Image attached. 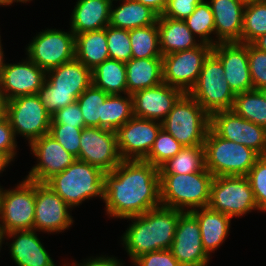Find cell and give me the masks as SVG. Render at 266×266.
Listing matches in <instances>:
<instances>
[{
  "instance_id": "obj_13",
  "label": "cell",
  "mask_w": 266,
  "mask_h": 266,
  "mask_svg": "<svg viewBox=\"0 0 266 266\" xmlns=\"http://www.w3.org/2000/svg\"><path fill=\"white\" fill-rule=\"evenodd\" d=\"M26 50L27 57L47 72L75 59V35L71 30L47 29L33 37Z\"/></svg>"
},
{
  "instance_id": "obj_31",
  "label": "cell",
  "mask_w": 266,
  "mask_h": 266,
  "mask_svg": "<svg viewBox=\"0 0 266 266\" xmlns=\"http://www.w3.org/2000/svg\"><path fill=\"white\" fill-rule=\"evenodd\" d=\"M92 85L109 95H127L126 65L107 59L92 70Z\"/></svg>"
},
{
  "instance_id": "obj_23",
  "label": "cell",
  "mask_w": 266,
  "mask_h": 266,
  "mask_svg": "<svg viewBox=\"0 0 266 266\" xmlns=\"http://www.w3.org/2000/svg\"><path fill=\"white\" fill-rule=\"evenodd\" d=\"M208 3L214 16L218 43H241L246 3L242 0H210Z\"/></svg>"
},
{
  "instance_id": "obj_58",
  "label": "cell",
  "mask_w": 266,
  "mask_h": 266,
  "mask_svg": "<svg viewBox=\"0 0 266 266\" xmlns=\"http://www.w3.org/2000/svg\"><path fill=\"white\" fill-rule=\"evenodd\" d=\"M244 1L245 3H248V2H252V1H260V0H242Z\"/></svg>"
},
{
  "instance_id": "obj_38",
  "label": "cell",
  "mask_w": 266,
  "mask_h": 266,
  "mask_svg": "<svg viewBox=\"0 0 266 266\" xmlns=\"http://www.w3.org/2000/svg\"><path fill=\"white\" fill-rule=\"evenodd\" d=\"M108 95L102 89L91 85L77 98L85 127H99L102 105Z\"/></svg>"
},
{
  "instance_id": "obj_36",
  "label": "cell",
  "mask_w": 266,
  "mask_h": 266,
  "mask_svg": "<svg viewBox=\"0 0 266 266\" xmlns=\"http://www.w3.org/2000/svg\"><path fill=\"white\" fill-rule=\"evenodd\" d=\"M266 33V0L246 3L243 12L241 43L252 44Z\"/></svg>"
},
{
  "instance_id": "obj_54",
  "label": "cell",
  "mask_w": 266,
  "mask_h": 266,
  "mask_svg": "<svg viewBox=\"0 0 266 266\" xmlns=\"http://www.w3.org/2000/svg\"><path fill=\"white\" fill-rule=\"evenodd\" d=\"M13 2H17L16 0H0V5H4V6H9L11 4H13Z\"/></svg>"
},
{
  "instance_id": "obj_10",
  "label": "cell",
  "mask_w": 266,
  "mask_h": 266,
  "mask_svg": "<svg viewBox=\"0 0 266 266\" xmlns=\"http://www.w3.org/2000/svg\"><path fill=\"white\" fill-rule=\"evenodd\" d=\"M208 207L230 218L258 210L248 178L236 175L213 178Z\"/></svg>"
},
{
  "instance_id": "obj_14",
  "label": "cell",
  "mask_w": 266,
  "mask_h": 266,
  "mask_svg": "<svg viewBox=\"0 0 266 266\" xmlns=\"http://www.w3.org/2000/svg\"><path fill=\"white\" fill-rule=\"evenodd\" d=\"M210 129L224 139L245 145L260 156H266V128L238 116L232 110L211 114Z\"/></svg>"
},
{
  "instance_id": "obj_20",
  "label": "cell",
  "mask_w": 266,
  "mask_h": 266,
  "mask_svg": "<svg viewBox=\"0 0 266 266\" xmlns=\"http://www.w3.org/2000/svg\"><path fill=\"white\" fill-rule=\"evenodd\" d=\"M45 79L46 71L29 58L21 63L6 64L0 74L2 96L6 102L22 95L38 94Z\"/></svg>"
},
{
  "instance_id": "obj_7",
  "label": "cell",
  "mask_w": 266,
  "mask_h": 266,
  "mask_svg": "<svg viewBox=\"0 0 266 266\" xmlns=\"http://www.w3.org/2000/svg\"><path fill=\"white\" fill-rule=\"evenodd\" d=\"M162 128L184 147L203 145L210 129V115L188 93H184L167 117Z\"/></svg>"
},
{
  "instance_id": "obj_1",
  "label": "cell",
  "mask_w": 266,
  "mask_h": 266,
  "mask_svg": "<svg viewBox=\"0 0 266 266\" xmlns=\"http://www.w3.org/2000/svg\"><path fill=\"white\" fill-rule=\"evenodd\" d=\"M107 215L126 219L161 206L159 169L144 160H122L104 173Z\"/></svg>"
},
{
  "instance_id": "obj_30",
  "label": "cell",
  "mask_w": 266,
  "mask_h": 266,
  "mask_svg": "<svg viewBox=\"0 0 266 266\" xmlns=\"http://www.w3.org/2000/svg\"><path fill=\"white\" fill-rule=\"evenodd\" d=\"M75 58L91 70L110 59L106 28L75 35Z\"/></svg>"
},
{
  "instance_id": "obj_8",
  "label": "cell",
  "mask_w": 266,
  "mask_h": 266,
  "mask_svg": "<svg viewBox=\"0 0 266 266\" xmlns=\"http://www.w3.org/2000/svg\"><path fill=\"white\" fill-rule=\"evenodd\" d=\"M209 114L231 110L236 94L224 78L221 61L211 52L194 87L188 93Z\"/></svg>"
},
{
  "instance_id": "obj_19",
  "label": "cell",
  "mask_w": 266,
  "mask_h": 266,
  "mask_svg": "<svg viewBox=\"0 0 266 266\" xmlns=\"http://www.w3.org/2000/svg\"><path fill=\"white\" fill-rule=\"evenodd\" d=\"M37 164L31 168L27 180L46 182L53 175L64 171L77 158L66 151L49 133L30 144Z\"/></svg>"
},
{
  "instance_id": "obj_3",
  "label": "cell",
  "mask_w": 266,
  "mask_h": 266,
  "mask_svg": "<svg viewBox=\"0 0 266 266\" xmlns=\"http://www.w3.org/2000/svg\"><path fill=\"white\" fill-rule=\"evenodd\" d=\"M91 85L92 70L75 58L48 70L38 95L52 116L59 109L75 103Z\"/></svg>"
},
{
  "instance_id": "obj_12",
  "label": "cell",
  "mask_w": 266,
  "mask_h": 266,
  "mask_svg": "<svg viewBox=\"0 0 266 266\" xmlns=\"http://www.w3.org/2000/svg\"><path fill=\"white\" fill-rule=\"evenodd\" d=\"M212 52V46H199L162 56L163 82L189 93L196 84L203 63Z\"/></svg>"
},
{
  "instance_id": "obj_57",
  "label": "cell",
  "mask_w": 266,
  "mask_h": 266,
  "mask_svg": "<svg viewBox=\"0 0 266 266\" xmlns=\"http://www.w3.org/2000/svg\"><path fill=\"white\" fill-rule=\"evenodd\" d=\"M17 2H23V3H26V2H29L31 0H16Z\"/></svg>"
},
{
  "instance_id": "obj_33",
  "label": "cell",
  "mask_w": 266,
  "mask_h": 266,
  "mask_svg": "<svg viewBox=\"0 0 266 266\" xmlns=\"http://www.w3.org/2000/svg\"><path fill=\"white\" fill-rule=\"evenodd\" d=\"M205 169V150L199 145L183 147L159 168V174H191Z\"/></svg>"
},
{
  "instance_id": "obj_4",
  "label": "cell",
  "mask_w": 266,
  "mask_h": 266,
  "mask_svg": "<svg viewBox=\"0 0 266 266\" xmlns=\"http://www.w3.org/2000/svg\"><path fill=\"white\" fill-rule=\"evenodd\" d=\"M213 178L207 169L191 174H160L161 206L183 212L186 208L191 212L208 207Z\"/></svg>"
},
{
  "instance_id": "obj_53",
  "label": "cell",
  "mask_w": 266,
  "mask_h": 266,
  "mask_svg": "<svg viewBox=\"0 0 266 266\" xmlns=\"http://www.w3.org/2000/svg\"><path fill=\"white\" fill-rule=\"evenodd\" d=\"M4 112H5V100L2 96L0 89V117L4 116Z\"/></svg>"
},
{
  "instance_id": "obj_18",
  "label": "cell",
  "mask_w": 266,
  "mask_h": 266,
  "mask_svg": "<svg viewBox=\"0 0 266 266\" xmlns=\"http://www.w3.org/2000/svg\"><path fill=\"white\" fill-rule=\"evenodd\" d=\"M182 266H207L210 256L203 249L196 216L185 211L179 215L174 240L169 249Z\"/></svg>"
},
{
  "instance_id": "obj_37",
  "label": "cell",
  "mask_w": 266,
  "mask_h": 266,
  "mask_svg": "<svg viewBox=\"0 0 266 266\" xmlns=\"http://www.w3.org/2000/svg\"><path fill=\"white\" fill-rule=\"evenodd\" d=\"M184 21L191 32L195 36L196 34L199 36L201 43L209 44L212 47L218 43L217 39L215 41L210 36L215 33V26L213 12L208 1L199 3L195 11Z\"/></svg>"
},
{
  "instance_id": "obj_21",
  "label": "cell",
  "mask_w": 266,
  "mask_h": 266,
  "mask_svg": "<svg viewBox=\"0 0 266 266\" xmlns=\"http://www.w3.org/2000/svg\"><path fill=\"white\" fill-rule=\"evenodd\" d=\"M212 53L221 61L224 78L235 94L254 89L248 60V44L217 43Z\"/></svg>"
},
{
  "instance_id": "obj_32",
  "label": "cell",
  "mask_w": 266,
  "mask_h": 266,
  "mask_svg": "<svg viewBox=\"0 0 266 266\" xmlns=\"http://www.w3.org/2000/svg\"><path fill=\"white\" fill-rule=\"evenodd\" d=\"M132 95H108L102 105L99 128L117 131L133 117Z\"/></svg>"
},
{
  "instance_id": "obj_45",
  "label": "cell",
  "mask_w": 266,
  "mask_h": 266,
  "mask_svg": "<svg viewBox=\"0 0 266 266\" xmlns=\"http://www.w3.org/2000/svg\"><path fill=\"white\" fill-rule=\"evenodd\" d=\"M50 124L85 127L83 115L77 102L67 105L55 112L51 116Z\"/></svg>"
},
{
  "instance_id": "obj_34",
  "label": "cell",
  "mask_w": 266,
  "mask_h": 266,
  "mask_svg": "<svg viewBox=\"0 0 266 266\" xmlns=\"http://www.w3.org/2000/svg\"><path fill=\"white\" fill-rule=\"evenodd\" d=\"M129 38L132 58H162L157 22L129 30Z\"/></svg>"
},
{
  "instance_id": "obj_15",
  "label": "cell",
  "mask_w": 266,
  "mask_h": 266,
  "mask_svg": "<svg viewBox=\"0 0 266 266\" xmlns=\"http://www.w3.org/2000/svg\"><path fill=\"white\" fill-rule=\"evenodd\" d=\"M77 160L86 162L107 173L122 162L117 134L99 127H84Z\"/></svg>"
},
{
  "instance_id": "obj_16",
  "label": "cell",
  "mask_w": 266,
  "mask_h": 266,
  "mask_svg": "<svg viewBox=\"0 0 266 266\" xmlns=\"http://www.w3.org/2000/svg\"><path fill=\"white\" fill-rule=\"evenodd\" d=\"M71 207L45 182H35V210L33 229L62 232L72 225Z\"/></svg>"
},
{
  "instance_id": "obj_44",
  "label": "cell",
  "mask_w": 266,
  "mask_h": 266,
  "mask_svg": "<svg viewBox=\"0 0 266 266\" xmlns=\"http://www.w3.org/2000/svg\"><path fill=\"white\" fill-rule=\"evenodd\" d=\"M202 1L204 0H168L161 16L175 20H185Z\"/></svg>"
},
{
  "instance_id": "obj_22",
  "label": "cell",
  "mask_w": 266,
  "mask_h": 266,
  "mask_svg": "<svg viewBox=\"0 0 266 266\" xmlns=\"http://www.w3.org/2000/svg\"><path fill=\"white\" fill-rule=\"evenodd\" d=\"M184 93L166 83L135 92L133 98V115L162 122L173 105Z\"/></svg>"
},
{
  "instance_id": "obj_40",
  "label": "cell",
  "mask_w": 266,
  "mask_h": 266,
  "mask_svg": "<svg viewBox=\"0 0 266 266\" xmlns=\"http://www.w3.org/2000/svg\"><path fill=\"white\" fill-rule=\"evenodd\" d=\"M106 39L110 59L127 63L132 58L129 30L108 25Z\"/></svg>"
},
{
  "instance_id": "obj_6",
  "label": "cell",
  "mask_w": 266,
  "mask_h": 266,
  "mask_svg": "<svg viewBox=\"0 0 266 266\" xmlns=\"http://www.w3.org/2000/svg\"><path fill=\"white\" fill-rule=\"evenodd\" d=\"M206 169L214 176H246L261 157L256 151L224 139L209 129L203 144Z\"/></svg>"
},
{
  "instance_id": "obj_39",
  "label": "cell",
  "mask_w": 266,
  "mask_h": 266,
  "mask_svg": "<svg viewBox=\"0 0 266 266\" xmlns=\"http://www.w3.org/2000/svg\"><path fill=\"white\" fill-rule=\"evenodd\" d=\"M184 146L163 128L159 131L154 144L144 159L158 169L169 159L173 158Z\"/></svg>"
},
{
  "instance_id": "obj_11",
  "label": "cell",
  "mask_w": 266,
  "mask_h": 266,
  "mask_svg": "<svg viewBox=\"0 0 266 266\" xmlns=\"http://www.w3.org/2000/svg\"><path fill=\"white\" fill-rule=\"evenodd\" d=\"M35 181L23 180L15 189L0 186V233L33 230Z\"/></svg>"
},
{
  "instance_id": "obj_56",
  "label": "cell",
  "mask_w": 266,
  "mask_h": 266,
  "mask_svg": "<svg viewBox=\"0 0 266 266\" xmlns=\"http://www.w3.org/2000/svg\"><path fill=\"white\" fill-rule=\"evenodd\" d=\"M4 236H2V234L0 233V248L2 247V242L4 240ZM1 250V249H0Z\"/></svg>"
},
{
  "instance_id": "obj_52",
  "label": "cell",
  "mask_w": 266,
  "mask_h": 266,
  "mask_svg": "<svg viewBox=\"0 0 266 266\" xmlns=\"http://www.w3.org/2000/svg\"><path fill=\"white\" fill-rule=\"evenodd\" d=\"M1 38V36H0ZM2 44H1V39H0V74L2 73V70L5 68L6 63L4 62L5 60H3V56H4V52L2 51Z\"/></svg>"
},
{
  "instance_id": "obj_43",
  "label": "cell",
  "mask_w": 266,
  "mask_h": 266,
  "mask_svg": "<svg viewBox=\"0 0 266 266\" xmlns=\"http://www.w3.org/2000/svg\"><path fill=\"white\" fill-rule=\"evenodd\" d=\"M248 60L253 87L258 90L266 86V52L248 44Z\"/></svg>"
},
{
  "instance_id": "obj_5",
  "label": "cell",
  "mask_w": 266,
  "mask_h": 266,
  "mask_svg": "<svg viewBox=\"0 0 266 266\" xmlns=\"http://www.w3.org/2000/svg\"><path fill=\"white\" fill-rule=\"evenodd\" d=\"M104 173L99 168L76 159L45 183L72 208L93 197L104 201Z\"/></svg>"
},
{
  "instance_id": "obj_27",
  "label": "cell",
  "mask_w": 266,
  "mask_h": 266,
  "mask_svg": "<svg viewBox=\"0 0 266 266\" xmlns=\"http://www.w3.org/2000/svg\"><path fill=\"white\" fill-rule=\"evenodd\" d=\"M125 65L129 95L163 83L162 58H131Z\"/></svg>"
},
{
  "instance_id": "obj_9",
  "label": "cell",
  "mask_w": 266,
  "mask_h": 266,
  "mask_svg": "<svg viewBox=\"0 0 266 266\" xmlns=\"http://www.w3.org/2000/svg\"><path fill=\"white\" fill-rule=\"evenodd\" d=\"M4 116L15 135L24 136L30 145L49 133L51 115L46 111L38 94L22 95L5 102Z\"/></svg>"
},
{
  "instance_id": "obj_50",
  "label": "cell",
  "mask_w": 266,
  "mask_h": 266,
  "mask_svg": "<svg viewBox=\"0 0 266 266\" xmlns=\"http://www.w3.org/2000/svg\"><path fill=\"white\" fill-rule=\"evenodd\" d=\"M11 161L12 159L5 152H0V173L8 167Z\"/></svg>"
},
{
  "instance_id": "obj_55",
  "label": "cell",
  "mask_w": 266,
  "mask_h": 266,
  "mask_svg": "<svg viewBox=\"0 0 266 266\" xmlns=\"http://www.w3.org/2000/svg\"><path fill=\"white\" fill-rule=\"evenodd\" d=\"M260 91V93L262 94V96L264 97V99L266 100V86L258 89Z\"/></svg>"
},
{
  "instance_id": "obj_35",
  "label": "cell",
  "mask_w": 266,
  "mask_h": 266,
  "mask_svg": "<svg viewBox=\"0 0 266 266\" xmlns=\"http://www.w3.org/2000/svg\"><path fill=\"white\" fill-rule=\"evenodd\" d=\"M231 110L238 116L266 128V100L259 90L236 94Z\"/></svg>"
},
{
  "instance_id": "obj_51",
  "label": "cell",
  "mask_w": 266,
  "mask_h": 266,
  "mask_svg": "<svg viewBox=\"0 0 266 266\" xmlns=\"http://www.w3.org/2000/svg\"><path fill=\"white\" fill-rule=\"evenodd\" d=\"M256 48L266 52V33L252 43Z\"/></svg>"
},
{
  "instance_id": "obj_28",
  "label": "cell",
  "mask_w": 266,
  "mask_h": 266,
  "mask_svg": "<svg viewBox=\"0 0 266 266\" xmlns=\"http://www.w3.org/2000/svg\"><path fill=\"white\" fill-rule=\"evenodd\" d=\"M160 51L162 56L183 50L193 49L201 44L187 27L184 20L158 16Z\"/></svg>"
},
{
  "instance_id": "obj_47",
  "label": "cell",
  "mask_w": 266,
  "mask_h": 266,
  "mask_svg": "<svg viewBox=\"0 0 266 266\" xmlns=\"http://www.w3.org/2000/svg\"><path fill=\"white\" fill-rule=\"evenodd\" d=\"M13 129L5 116L0 117V152H5L12 160L16 156L17 141Z\"/></svg>"
},
{
  "instance_id": "obj_41",
  "label": "cell",
  "mask_w": 266,
  "mask_h": 266,
  "mask_svg": "<svg viewBox=\"0 0 266 266\" xmlns=\"http://www.w3.org/2000/svg\"><path fill=\"white\" fill-rule=\"evenodd\" d=\"M246 177L259 211H266V156H261L252 166Z\"/></svg>"
},
{
  "instance_id": "obj_2",
  "label": "cell",
  "mask_w": 266,
  "mask_h": 266,
  "mask_svg": "<svg viewBox=\"0 0 266 266\" xmlns=\"http://www.w3.org/2000/svg\"><path fill=\"white\" fill-rule=\"evenodd\" d=\"M182 212L159 206L144 214L126 218L132 219V224L123 234L122 241L132 262L143 254L170 249Z\"/></svg>"
},
{
  "instance_id": "obj_42",
  "label": "cell",
  "mask_w": 266,
  "mask_h": 266,
  "mask_svg": "<svg viewBox=\"0 0 266 266\" xmlns=\"http://www.w3.org/2000/svg\"><path fill=\"white\" fill-rule=\"evenodd\" d=\"M84 127L50 124L49 134L76 158L79 157L80 138Z\"/></svg>"
},
{
  "instance_id": "obj_49",
  "label": "cell",
  "mask_w": 266,
  "mask_h": 266,
  "mask_svg": "<svg viewBox=\"0 0 266 266\" xmlns=\"http://www.w3.org/2000/svg\"><path fill=\"white\" fill-rule=\"evenodd\" d=\"M143 5L150 7L158 15H162L164 12L168 0H136Z\"/></svg>"
},
{
  "instance_id": "obj_24",
  "label": "cell",
  "mask_w": 266,
  "mask_h": 266,
  "mask_svg": "<svg viewBox=\"0 0 266 266\" xmlns=\"http://www.w3.org/2000/svg\"><path fill=\"white\" fill-rule=\"evenodd\" d=\"M2 236L15 238L10 244V253L17 266H56L37 237L36 230L13 231Z\"/></svg>"
},
{
  "instance_id": "obj_48",
  "label": "cell",
  "mask_w": 266,
  "mask_h": 266,
  "mask_svg": "<svg viewBox=\"0 0 266 266\" xmlns=\"http://www.w3.org/2000/svg\"><path fill=\"white\" fill-rule=\"evenodd\" d=\"M122 261L120 262L118 259L114 257H96L90 258L86 262L83 263H73V266H124ZM68 266V265H66Z\"/></svg>"
},
{
  "instance_id": "obj_25",
  "label": "cell",
  "mask_w": 266,
  "mask_h": 266,
  "mask_svg": "<svg viewBox=\"0 0 266 266\" xmlns=\"http://www.w3.org/2000/svg\"><path fill=\"white\" fill-rule=\"evenodd\" d=\"M111 0H78L71 15L74 35L96 31L109 25Z\"/></svg>"
},
{
  "instance_id": "obj_17",
  "label": "cell",
  "mask_w": 266,
  "mask_h": 266,
  "mask_svg": "<svg viewBox=\"0 0 266 266\" xmlns=\"http://www.w3.org/2000/svg\"><path fill=\"white\" fill-rule=\"evenodd\" d=\"M161 129L159 121L133 116L116 131L122 160H144Z\"/></svg>"
},
{
  "instance_id": "obj_46",
  "label": "cell",
  "mask_w": 266,
  "mask_h": 266,
  "mask_svg": "<svg viewBox=\"0 0 266 266\" xmlns=\"http://www.w3.org/2000/svg\"><path fill=\"white\" fill-rule=\"evenodd\" d=\"M133 263L136 266H182L169 249L143 254L136 258Z\"/></svg>"
},
{
  "instance_id": "obj_29",
  "label": "cell",
  "mask_w": 266,
  "mask_h": 266,
  "mask_svg": "<svg viewBox=\"0 0 266 266\" xmlns=\"http://www.w3.org/2000/svg\"><path fill=\"white\" fill-rule=\"evenodd\" d=\"M122 1L115 9L113 3L110 9L109 26L125 30L153 25L157 22L158 14L150 7L143 5L136 0H116Z\"/></svg>"
},
{
  "instance_id": "obj_26",
  "label": "cell",
  "mask_w": 266,
  "mask_h": 266,
  "mask_svg": "<svg viewBox=\"0 0 266 266\" xmlns=\"http://www.w3.org/2000/svg\"><path fill=\"white\" fill-rule=\"evenodd\" d=\"M197 218L203 249L210 256L226 239L231 219L224 213L203 207L191 211Z\"/></svg>"
}]
</instances>
